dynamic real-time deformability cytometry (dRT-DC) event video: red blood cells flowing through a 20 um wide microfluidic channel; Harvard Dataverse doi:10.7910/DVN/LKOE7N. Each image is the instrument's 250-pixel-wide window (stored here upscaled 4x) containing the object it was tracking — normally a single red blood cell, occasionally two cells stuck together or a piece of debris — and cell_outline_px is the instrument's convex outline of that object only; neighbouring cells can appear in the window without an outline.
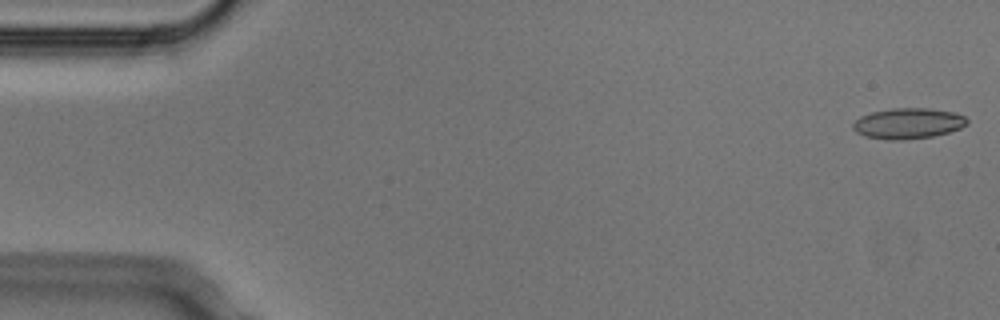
{"species": "Egyptian fruit bat (a non-hibernating species)", "species_latin": "Rousettus aegyptiacus", "temperature_condition": "cold", "stored_images_in_passage": 5, "camera_frame_rate_fps": 3000, "um_per_image_px": 0.085, "animal": {"sex": "male"}, "frame": {"image": 1, "passage_image": 1, "time_ms": 0.0, "image_size_px": [1000, 320], "cell_outline_px": [[968, 124], [960, 128], [948, 132], [932, 136], [900, 140], [888, 140], [864, 136], [856, 132], [852, 128], [852, 124], [860, 116], [872, 112], [892, 108], [928, 108], [952, 112], [964, 116], [968, 120]], "centroid_in_image_um": [77.16, 10.49], "position_along_channel_um": 7.8, "area_um2": 20.35}}
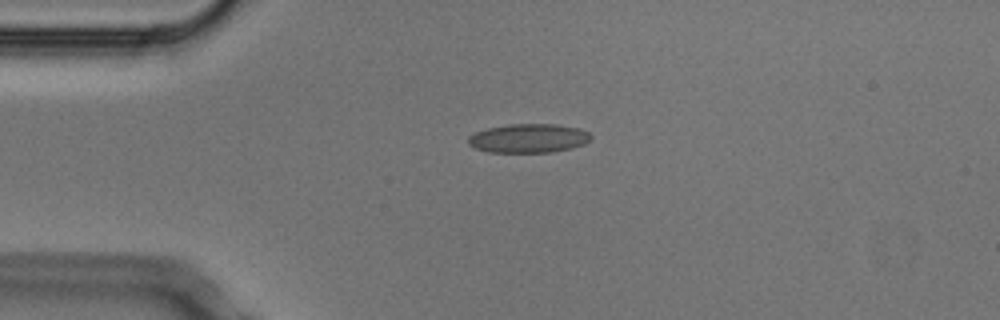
{"frame": {"image": 2, "passage_image": 4, "time_ms": 1.0, "image_size_px": [1000, 320], "cell_outline_px": [[592, 140], [584, 144], [572, 148], [552, 152], [488, 152], [476, 148], [468, 144], [468, 136], [476, 132], [488, 128], [508, 124], [556, 124], [580, 128], [588, 132], [592, 136]], "centroid_in_image_um": [44.96, 11.75], "position_along_channel_um": 40.0, "area_um2": 20.81}}